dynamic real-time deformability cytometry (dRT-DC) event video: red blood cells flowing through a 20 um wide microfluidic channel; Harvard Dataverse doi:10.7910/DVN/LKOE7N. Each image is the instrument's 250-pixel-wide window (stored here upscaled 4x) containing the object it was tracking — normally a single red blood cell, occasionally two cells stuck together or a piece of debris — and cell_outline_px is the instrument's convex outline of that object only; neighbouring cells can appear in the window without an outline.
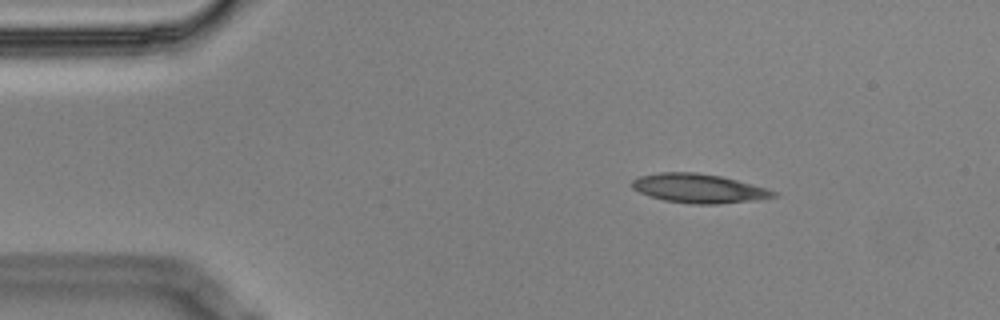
{"species": "Egyptian fruit bat (a non-hibernating species)", "species_latin": "Rousettus aegyptiacus", "temperature_condition": "cold", "stored_images_in_passage": 4, "segment_of_instrument_passage": [1, 2], "camera_frame_rate_fps": 3000, "um_per_image_px": 0.085, "animal": {"sex": "male"}, "frame": {"image": 1, "passage_image": 2, "time_ms": 0.333, "image_size_px": [1000, 320], "cell_outline_px": [[780, 196], [756, 200], [716, 204], [692, 204], [664, 200], [648, 196], [632, 188], [632, 180], [640, 176], [660, 172], [696, 172], [720, 176], [736, 180], [764, 188], [776, 192]], "centroid_in_image_um": [59.37, 16.02], "position_along_channel_um": 25.6, "area_um2": 23.81}}